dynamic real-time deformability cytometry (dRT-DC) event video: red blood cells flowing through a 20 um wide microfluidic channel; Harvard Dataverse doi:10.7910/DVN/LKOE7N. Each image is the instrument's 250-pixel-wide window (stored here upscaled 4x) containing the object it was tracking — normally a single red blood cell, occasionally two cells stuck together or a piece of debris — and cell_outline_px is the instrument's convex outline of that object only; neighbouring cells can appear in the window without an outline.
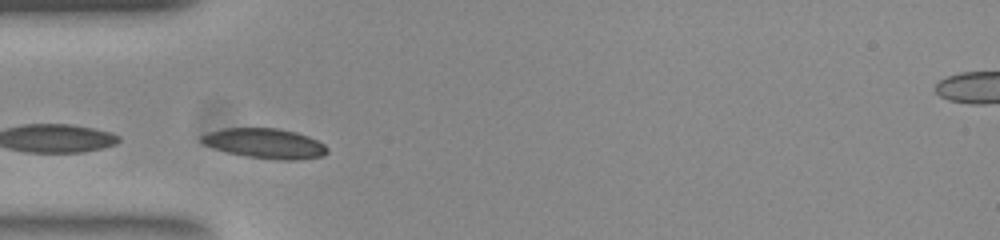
{"species": "common noctule bat (a hibernating species)", "species_latin": "Nyctalus noctula", "temperature_condition": "room temperature", "stored_images_in_passage": 13, "camera_frame_rate_fps": 3000, "um_per_image_px": 0.085, "animal": {"sex": "female", "body_mass_g": 23.0, "forearm_length_mm": 53.4}, "frame": {"image": 1, "passage_image": 6, "time_ms": 1.667, "image_size_px": [1000, 240], "cell_outline_px": [[328, 152], [324, 156], [296, 160], [280, 160], [244, 156], [228, 152], [204, 144], [200, 140], [200, 136], [208, 132], [220, 128], [276, 128], [296, 132], [308, 136], [324, 144], [328, 148]], "centroid_in_image_um": [22.54, 12.19], "position_along_channel_um": 62.5, "area_um2": 21.96}}